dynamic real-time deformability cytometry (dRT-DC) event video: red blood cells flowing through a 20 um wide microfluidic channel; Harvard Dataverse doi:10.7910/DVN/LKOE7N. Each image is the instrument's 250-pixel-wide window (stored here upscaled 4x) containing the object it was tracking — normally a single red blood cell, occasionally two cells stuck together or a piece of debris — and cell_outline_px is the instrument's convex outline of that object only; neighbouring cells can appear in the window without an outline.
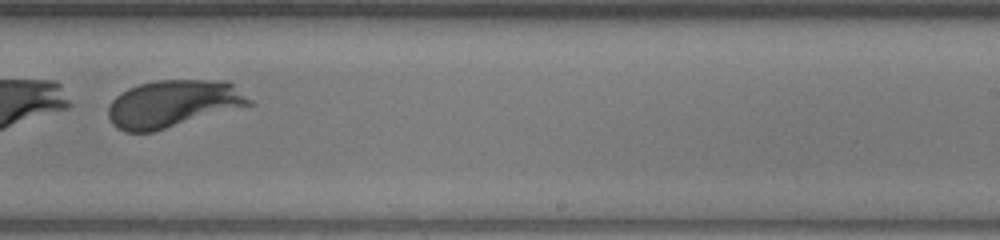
{"species": "human", "species_latin": "Homo sapiens", "temperature_condition": "warm", "stored_images_in_passage": 34, "camera_frame_rate_fps": 3000, "um_per_image_px": 0.085, "donor": {"sex": "female"}, "frame": {"image": 1, "passage_image": 25, "time_ms": 8.0, "image_size_px": [1000, 240], "cell_outline_px": [[256, 104], [152, 132], [124, 132], [116, 128], [112, 124], [108, 116], [108, 108], [112, 100], [116, 96], [128, 88], [140, 84], [156, 80], [228, 80], [252, 100]], "centroid_in_image_um": [14.73, 8.82], "position_along_channel_um": 274.3, "area_um2": 39.07}}
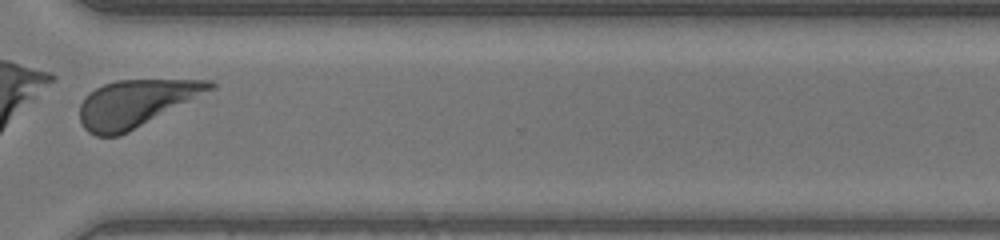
{"frame": {"image": 2, "passage_image": 31, "time_ms": 10.0, "image_size_px": [1000, 240], "cell_outline_px": [[216, 88], [128, 132], [116, 136], [96, 136], [88, 132], [84, 128], [80, 120], [80, 104], [96, 88], [104, 84], [116, 80], [212, 80], [216, 84]], "centroid_in_image_um": [11.56, 8.78], "position_along_channel_um": 359.0, "area_um2": 35.26}}